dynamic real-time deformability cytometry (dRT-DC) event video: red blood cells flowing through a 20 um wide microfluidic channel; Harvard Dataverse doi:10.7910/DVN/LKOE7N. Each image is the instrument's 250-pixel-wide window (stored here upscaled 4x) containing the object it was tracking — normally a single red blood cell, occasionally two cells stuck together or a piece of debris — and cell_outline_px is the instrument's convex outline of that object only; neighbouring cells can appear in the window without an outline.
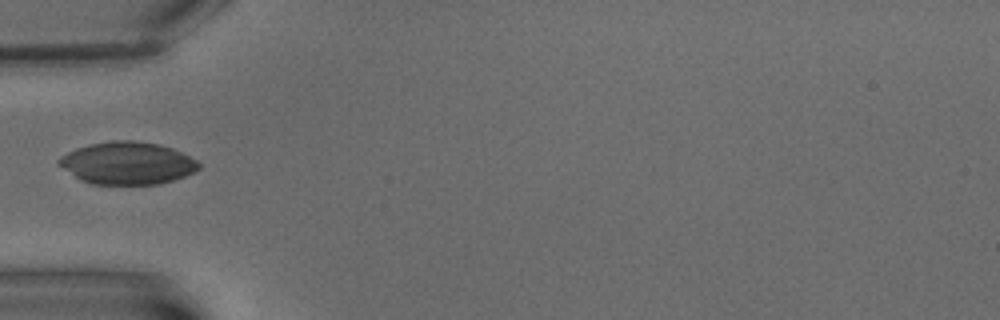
{"species": "common noctule bat (a hibernating species)", "species_latin": "Nyctalus noctula", "temperature_condition": "warm", "stored_images_in_passage": 16, "camera_frame_rate_fps": 3000, "um_per_image_px": 0.085, "animal": {"sex": "male", "body_mass_g": 15.6}, "frame": {"image": 1, "passage_image": 5, "time_ms": 6.0, "image_size_px": [1000, 320], "cell_outline_px": [[200, 168], [184, 176], [160, 184], [92, 184], [80, 180], [56, 164], [56, 160], [60, 156], [76, 148], [88, 144], [112, 140], [132, 140], [160, 144], [172, 148], [196, 160], [200, 164]], "centroid_in_image_um": [10.77, 13.86], "position_along_channel_um": 74.2, "area_um2": 34.68}}
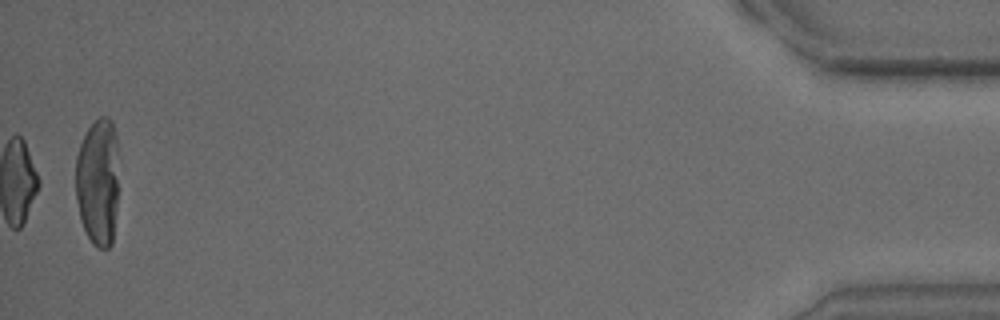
{"frame": {"image": 2, "passage_image": 16, "time_ms": 20.333, "image_size_px": [1000, 320], "cell_outline_px": [[116, 208], [112, 244], [108, 248], [96, 248], [92, 244], [80, 220], [76, 196], [76, 156], [80, 144], [88, 128], [100, 116], [108, 116], [112, 120], [116, 136]], "centroid_in_image_um": [8.3, 15.46], "position_along_channel_um": 426.9, "area_um2": 31.79}}